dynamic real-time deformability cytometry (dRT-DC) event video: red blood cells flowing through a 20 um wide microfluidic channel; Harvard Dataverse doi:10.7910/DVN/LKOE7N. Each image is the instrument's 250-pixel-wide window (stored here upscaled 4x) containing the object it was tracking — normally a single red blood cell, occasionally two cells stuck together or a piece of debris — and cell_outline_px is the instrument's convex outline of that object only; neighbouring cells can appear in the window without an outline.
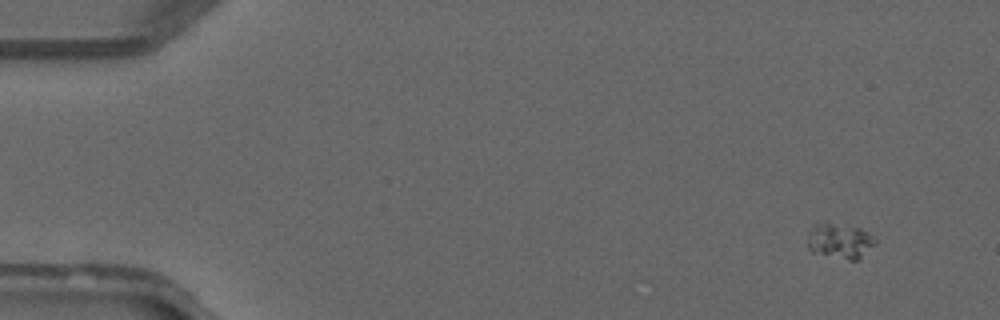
{"species": "common noctule bat (a hibernating species)", "species_latin": "Nyctalus noctula", "temperature_condition": "warm", "stored_images_in_passage": 3, "camera_frame_rate_fps": 3000, "um_per_image_px": 0.085, "animal": {"sex": "male", "forearm_length_mm": 52.5}, "frame": {"image": 1, "passage_image": 1, "time_ms": 0.0, "image_size_px": [1000, 320], "cell_outline_px": [[876, 244], [856, 260], [848, 260], [812, 252], [808, 248], [808, 232], [812, 224], [820, 220], [828, 220], [860, 228], [868, 232], [876, 240]], "centroid_in_image_um": [71.33, 20.41], "position_along_channel_um": 13.7, "area_um2": 14.39}}
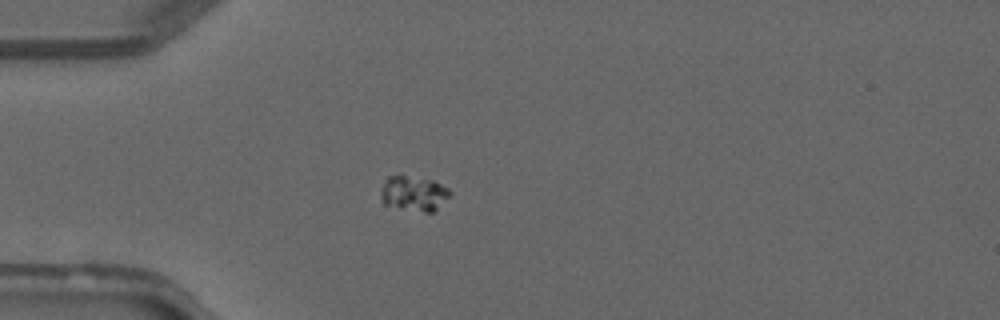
{"frame": {"image": 2, "passage_image": 3, "time_ms": 3.0, "image_size_px": [1000, 320], "cell_outline_px": [[452, 192], [432, 212], [424, 212], [400, 208], [384, 204], [380, 196], [380, 188], [388, 176], [404, 176], [432, 180], [448, 188]], "centroid_in_image_um": [35.12, 16.44], "position_along_channel_um": 49.9, "area_um2": 13.81}}